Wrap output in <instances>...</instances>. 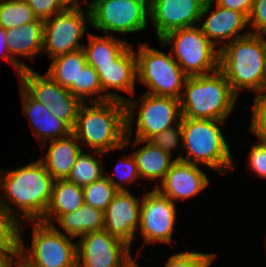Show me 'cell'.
<instances>
[{
    "instance_id": "cell-42",
    "label": "cell",
    "mask_w": 266,
    "mask_h": 267,
    "mask_svg": "<svg viewBox=\"0 0 266 267\" xmlns=\"http://www.w3.org/2000/svg\"><path fill=\"white\" fill-rule=\"evenodd\" d=\"M0 56L9 61L15 67L19 73V76L23 69L30 68L25 63L20 62L17 58L10 56L6 43V29L3 27H0Z\"/></svg>"
},
{
    "instance_id": "cell-25",
    "label": "cell",
    "mask_w": 266,
    "mask_h": 267,
    "mask_svg": "<svg viewBox=\"0 0 266 267\" xmlns=\"http://www.w3.org/2000/svg\"><path fill=\"white\" fill-rule=\"evenodd\" d=\"M89 45H83L87 64L95 70L99 65L115 64V61L132 45L112 35L96 36L89 33Z\"/></svg>"
},
{
    "instance_id": "cell-6",
    "label": "cell",
    "mask_w": 266,
    "mask_h": 267,
    "mask_svg": "<svg viewBox=\"0 0 266 267\" xmlns=\"http://www.w3.org/2000/svg\"><path fill=\"white\" fill-rule=\"evenodd\" d=\"M33 224L31 249L23 245L22 221L18 224L17 259L25 267H77L76 244L54 225Z\"/></svg>"
},
{
    "instance_id": "cell-26",
    "label": "cell",
    "mask_w": 266,
    "mask_h": 267,
    "mask_svg": "<svg viewBox=\"0 0 266 267\" xmlns=\"http://www.w3.org/2000/svg\"><path fill=\"white\" fill-rule=\"evenodd\" d=\"M57 222L70 238L104 229V212L84 203L75 211L62 215Z\"/></svg>"
},
{
    "instance_id": "cell-20",
    "label": "cell",
    "mask_w": 266,
    "mask_h": 267,
    "mask_svg": "<svg viewBox=\"0 0 266 267\" xmlns=\"http://www.w3.org/2000/svg\"><path fill=\"white\" fill-rule=\"evenodd\" d=\"M73 133L50 140L48 152L40 161L54 180L67 179L82 148Z\"/></svg>"
},
{
    "instance_id": "cell-48",
    "label": "cell",
    "mask_w": 266,
    "mask_h": 267,
    "mask_svg": "<svg viewBox=\"0 0 266 267\" xmlns=\"http://www.w3.org/2000/svg\"><path fill=\"white\" fill-rule=\"evenodd\" d=\"M259 143L266 149V141H260Z\"/></svg>"
},
{
    "instance_id": "cell-45",
    "label": "cell",
    "mask_w": 266,
    "mask_h": 267,
    "mask_svg": "<svg viewBox=\"0 0 266 267\" xmlns=\"http://www.w3.org/2000/svg\"><path fill=\"white\" fill-rule=\"evenodd\" d=\"M63 2L68 5V7H79L80 4L78 0H63Z\"/></svg>"
},
{
    "instance_id": "cell-16",
    "label": "cell",
    "mask_w": 266,
    "mask_h": 267,
    "mask_svg": "<svg viewBox=\"0 0 266 267\" xmlns=\"http://www.w3.org/2000/svg\"><path fill=\"white\" fill-rule=\"evenodd\" d=\"M207 174L199 165L175 159L161 181V186H154L161 194L174 203L197 195L209 185Z\"/></svg>"
},
{
    "instance_id": "cell-33",
    "label": "cell",
    "mask_w": 266,
    "mask_h": 267,
    "mask_svg": "<svg viewBox=\"0 0 266 267\" xmlns=\"http://www.w3.org/2000/svg\"><path fill=\"white\" fill-rule=\"evenodd\" d=\"M216 254L201 252H181L172 255L165 267H209Z\"/></svg>"
},
{
    "instance_id": "cell-30",
    "label": "cell",
    "mask_w": 266,
    "mask_h": 267,
    "mask_svg": "<svg viewBox=\"0 0 266 267\" xmlns=\"http://www.w3.org/2000/svg\"><path fill=\"white\" fill-rule=\"evenodd\" d=\"M34 11L25 0H4L0 2V27L10 29L37 21Z\"/></svg>"
},
{
    "instance_id": "cell-39",
    "label": "cell",
    "mask_w": 266,
    "mask_h": 267,
    "mask_svg": "<svg viewBox=\"0 0 266 267\" xmlns=\"http://www.w3.org/2000/svg\"><path fill=\"white\" fill-rule=\"evenodd\" d=\"M248 24L254 30V32L250 30V33L260 36H263V34L266 35V0L253 1V7L248 17Z\"/></svg>"
},
{
    "instance_id": "cell-37",
    "label": "cell",
    "mask_w": 266,
    "mask_h": 267,
    "mask_svg": "<svg viewBox=\"0 0 266 267\" xmlns=\"http://www.w3.org/2000/svg\"><path fill=\"white\" fill-rule=\"evenodd\" d=\"M149 141L172 156V151L183 142L181 123L156 134Z\"/></svg>"
},
{
    "instance_id": "cell-19",
    "label": "cell",
    "mask_w": 266,
    "mask_h": 267,
    "mask_svg": "<svg viewBox=\"0 0 266 267\" xmlns=\"http://www.w3.org/2000/svg\"><path fill=\"white\" fill-rule=\"evenodd\" d=\"M102 90H122L134 96L137 78L136 55L132 45L115 61V64L99 65L96 70Z\"/></svg>"
},
{
    "instance_id": "cell-34",
    "label": "cell",
    "mask_w": 266,
    "mask_h": 267,
    "mask_svg": "<svg viewBox=\"0 0 266 267\" xmlns=\"http://www.w3.org/2000/svg\"><path fill=\"white\" fill-rule=\"evenodd\" d=\"M0 249H18V223L0 205Z\"/></svg>"
},
{
    "instance_id": "cell-35",
    "label": "cell",
    "mask_w": 266,
    "mask_h": 267,
    "mask_svg": "<svg viewBox=\"0 0 266 267\" xmlns=\"http://www.w3.org/2000/svg\"><path fill=\"white\" fill-rule=\"evenodd\" d=\"M121 160L119 161V163H117L116 167H115V174L116 177H119V182H116V180L114 179V177L112 175H108L109 177H107V179L119 190H127L126 188L123 187V185L121 183H131L137 179H141L138 169H137V165L135 162L134 157L129 156L126 158V156H122L120 158Z\"/></svg>"
},
{
    "instance_id": "cell-11",
    "label": "cell",
    "mask_w": 266,
    "mask_h": 267,
    "mask_svg": "<svg viewBox=\"0 0 266 267\" xmlns=\"http://www.w3.org/2000/svg\"><path fill=\"white\" fill-rule=\"evenodd\" d=\"M81 9V6L67 7L44 21L42 50L48 52L50 59L83 48L84 44L79 40L84 38L86 24L90 25L91 21L89 8Z\"/></svg>"
},
{
    "instance_id": "cell-15",
    "label": "cell",
    "mask_w": 266,
    "mask_h": 267,
    "mask_svg": "<svg viewBox=\"0 0 266 267\" xmlns=\"http://www.w3.org/2000/svg\"><path fill=\"white\" fill-rule=\"evenodd\" d=\"M141 200L129 190L118 191L104 212V229L129 247L140 227Z\"/></svg>"
},
{
    "instance_id": "cell-47",
    "label": "cell",
    "mask_w": 266,
    "mask_h": 267,
    "mask_svg": "<svg viewBox=\"0 0 266 267\" xmlns=\"http://www.w3.org/2000/svg\"><path fill=\"white\" fill-rule=\"evenodd\" d=\"M14 264H16L17 267H25L20 261H19V263L17 261ZM11 267H13V266H11Z\"/></svg>"
},
{
    "instance_id": "cell-28",
    "label": "cell",
    "mask_w": 266,
    "mask_h": 267,
    "mask_svg": "<svg viewBox=\"0 0 266 267\" xmlns=\"http://www.w3.org/2000/svg\"><path fill=\"white\" fill-rule=\"evenodd\" d=\"M102 159H95L90 153L78 155L67 180L84 187L104 176Z\"/></svg>"
},
{
    "instance_id": "cell-27",
    "label": "cell",
    "mask_w": 266,
    "mask_h": 267,
    "mask_svg": "<svg viewBox=\"0 0 266 267\" xmlns=\"http://www.w3.org/2000/svg\"><path fill=\"white\" fill-rule=\"evenodd\" d=\"M20 86L37 102L51 108L56 100L57 83L47 74L43 76L31 68L23 69L19 76Z\"/></svg>"
},
{
    "instance_id": "cell-44",
    "label": "cell",
    "mask_w": 266,
    "mask_h": 267,
    "mask_svg": "<svg viewBox=\"0 0 266 267\" xmlns=\"http://www.w3.org/2000/svg\"><path fill=\"white\" fill-rule=\"evenodd\" d=\"M263 62H264V65H263L264 92L266 93V47H265Z\"/></svg>"
},
{
    "instance_id": "cell-43",
    "label": "cell",
    "mask_w": 266,
    "mask_h": 267,
    "mask_svg": "<svg viewBox=\"0 0 266 267\" xmlns=\"http://www.w3.org/2000/svg\"><path fill=\"white\" fill-rule=\"evenodd\" d=\"M18 249H0V267H11L14 261V257L17 259Z\"/></svg>"
},
{
    "instance_id": "cell-21",
    "label": "cell",
    "mask_w": 266,
    "mask_h": 267,
    "mask_svg": "<svg viewBox=\"0 0 266 267\" xmlns=\"http://www.w3.org/2000/svg\"><path fill=\"white\" fill-rule=\"evenodd\" d=\"M83 204L84 196L81 186L67 179L54 180L51 201L40 222L54 225L62 215L75 211Z\"/></svg>"
},
{
    "instance_id": "cell-8",
    "label": "cell",
    "mask_w": 266,
    "mask_h": 267,
    "mask_svg": "<svg viewBox=\"0 0 266 267\" xmlns=\"http://www.w3.org/2000/svg\"><path fill=\"white\" fill-rule=\"evenodd\" d=\"M135 55L137 79L151 89L146 93L180 100L188 76L172 54H165L147 44H139Z\"/></svg>"
},
{
    "instance_id": "cell-13",
    "label": "cell",
    "mask_w": 266,
    "mask_h": 267,
    "mask_svg": "<svg viewBox=\"0 0 266 267\" xmlns=\"http://www.w3.org/2000/svg\"><path fill=\"white\" fill-rule=\"evenodd\" d=\"M140 227L144 244L152 242L172 243L176 221L175 203L156 188L141 200Z\"/></svg>"
},
{
    "instance_id": "cell-9",
    "label": "cell",
    "mask_w": 266,
    "mask_h": 267,
    "mask_svg": "<svg viewBox=\"0 0 266 267\" xmlns=\"http://www.w3.org/2000/svg\"><path fill=\"white\" fill-rule=\"evenodd\" d=\"M128 99L125 102L127 115V136L131 135L135 112L137 118L136 139L149 140L156 134L179 124L182 118L180 100L173 97L156 96L145 93L140 102ZM139 103V104H138ZM129 135V136H128Z\"/></svg>"
},
{
    "instance_id": "cell-3",
    "label": "cell",
    "mask_w": 266,
    "mask_h": 267,
    "mask_svg": "<svg viewBox=\"0 0 266 267\" xmlns=\"http://www.w3.org/2000/svg\"><path fill=\"white\" fill-rule=\"evenodd\" d=\"M265 47L264 36L250 33L218 48L219 71L226 77L236 96L240 89H249L257 96L264 93Z\"/></svg>"
},
{
    "instance_id": "cell-5",
    "label": "cell",
    "mask_w": 266,
    "mask_h": 267,
    "mask_svg": "<svg viewBox=\"0 0 266 267\" xmlns=\"http://www.w3.org/2000/svg\"><path fill=\"white\" fill-rule=\"evenodd\" d=\"M180 98L182 118L225 121L234 108L237 96L219 71L190 76Z\"/></svg>"
},
{
    "instance_id": "cell-12",
    "label": "cell",
    "mask_w": 266,
    "mask_h": 267,
    "mask_svg": "<svg viewBox=\"0 0 266 267\" xmlns=\"http://www.w3.org/2000/svg\"><path fill=\"white\" fill-rule=\"evenodd\" d=\"M76 258L77 267H123L131 259L130 247L102 229L80 237Z\"/></svg>"
},
{
    "instance_id": "cell-18",
    "label": "cell",
    "mask_w": 266,
    "mask_h": 267,
    "mask_svg": "<svg viewBox=\"0 0 266 267\" xmlns=\"http://www.w3.org/2000/svg\"><path fill=\"white\" fill-rule=\"evenodd\" d=\"M20 92L24 114L43 147L48 140L63 138L72 133V128L65 121L55 117L49 108L34 100L21 86Z\"/></svg>"
},
{
    "instance_id": "cell-4",
    "label": "cell",
    "mask_w": 266,
    "mask_h": 267,
    "mask_svg": "<svg viewBox=\"0 0 266 267\" xmlns=\"http://www.w3.org/2000/svg\"><path fill=\"white\" fill-rule=\"evenodd\" d=\"M180 123L183 140L181 148L186 150V156L179 155L175 159L206 165L222 174L235 168L229 145L219 127L225 121L181 118Z\"/></svg>"
},
{
    "instance_id": "cell-17",
    "label": "cell",
    "mask_w": 266,
    "mask_h": 267,
    "mask_svg": "<svg viewBox=\"0 0 266 267\" xmlns=\"http://www.w3.org/2000/svg\"><path fill=\"white\" fill-rule=\"evenodd\" d=\"M212 0H206L201 13V19L203 16L206 18L205 22L200 25L203 34L217 46L219 42L226 41L225 45L231 41L250 34V31L246 34L240 35L239 32L243 31L248 24V17L235 10L227 9L216 5V10L210 13ZM220 41H219V40ZM218 40V41H217Z\"/></svg>"
},
{
    "instance_id": "cell-2",
    "label": "cell",
    "mask_w": 266,
    "mask_h": 267,
    "mask_svg": "<svg viewBox=\"0 0 266 267\" xmlns=\"http://www.w3.org/2000/svg\"><path fill=\"white\" fill-rule=\"evenodd\" d=\"M87 105L81 104L72 129L80 144L90 146V152L94 150L93 154L99 155L130 145L124 102L109 99Z\"/></svg>"
},
{
    "instance_id": "cell-1",
    "label": "cell",
    "mask_w": 266,
    "mask_h": 267,
    "mask_svg": "<svg viewBox=\"0 0 266 267\" xmlns=\"http://www.w3.org/2000/svg\"><path fill=\"white\" fill-rule=\"evenodd\" d=\"M2 172L0 186L4 195L0 194V205L18 224L21 216L28 222L40 221L51 201L54 183L44 164L39 160L16 170ZM8 199L10 203L18 206L16 210L20 208V211H23L21 216L18 210L7 204Z\"/></svg>"
},
{
    "instance_id": "cell-14",
    "label": "cell",
    "mask_w": 266,
    "mask_h": 267,
    "mask_svg": "<svg viewBox=\"0 0 266 267\" xmlns=\"http://www.w3.org/2000/svg\"><path fill=\"white\" fill-rule=\"evenodd\" d=\"M206 0H149V20L158 40L168 32L192 27L201 20Z\"/></svg>"
},
{
    "instance_id": "cell-31",
    "label": "cell",
    "mask_w": 266,
    "mask_h": 267,
    "mask_svg": "<svg viewBox=\"0 0 266 267\" xmlns=\"http://www.w3.org/2000/svg\"><path fill=\"white\" fill-rule=\"evenodd\" d=\"M82 189L84 203L103 212H105L107 206L119 191L105 175L82 187Z\"/></svg>"
},
{
    "instance_id": "cell-7",
    "label": "cell",
    "mask_w": 266,
    "mask_h": 267,
    "mask_svg": "<svg viewBox=\"0 0 266 267\" xmlns=\"http://www.w3.org/2000/svg\"><path fill=\"white\" fill-rule=\"evenodd\" d=\"M159 42L162 47L173 42L170 54L188 77L219 70V50H215L216 46L203 34L201 27L170 31Z\"/></svg>"
},
{
    "instance_id": "cell-29",
    "label": "cell",
    "mask_w": 266,
    "mask_h": 267,
    "mask_svg": "<svg viewBox=\"0 0 266 267\" xmlns=\"http://www.w3.org/2000/svg\"><path fill=\"white\" fill-rule=\"evenodd\" d=\"M102 92L103 90L98 73L91 65L87 64L80 72L79 76V99L82 102H86L87 95L91 102H102L111 99L125 103L129 99L113 92L106 94ZM97 94H100V96L98 95V97L96 96L95 98H90Z\"/></svg>"
},
{
    "instance_id": "cell-38",
    "label": "cell",
    "mask_w": 266,
    "mask_h": 267,
    "mask_svg": "<svg viewBox=\"0 0 266 267\" xmlns=\"http://www.w3.org/2000/svg\"><path fill=\"white\" fill-rule=\"evenodd\" d=\"M39 20L45 21L68 6L63 0H25Z\"/></svg>"
},
{
    "instance_id": "cell-10",
    "label": "cell",
    "mask_w": 266,
    "mask_h": 267,
    "mask_svg": "<svg viewBox=\"0 0 266 267\" xmlns=\"http://www.w3.org/2000/svg\"><path fill=\"white\" fill-rule=\"evenodd\" d=\"M90 10V26L108 32L135 33L148 27L149 0H93L86 5Z\"/></svg>"
},
{
    "instance_id": "cell-22",
    "label": "cell",
    "mask_w": 266,
    "mask_h": 267,
    "mask_svg": "<svg viewBox=\"0 0 266 267\" xmlns=\"http://www.w3.org/2000/svg\"><path fill=\"white\" fill-rule=\"evenodd\" d=\"M44 21L23 24L20 27L6 29V43L9 54L12 57L26 56L28 59H34L35 55L42 51Z\"/></svg>"
},
{
    "instance_id": "cell-46",
    "label": "cell",
    "mask_w": 266,
    "mask_h": 267,
    "mask_svg": "<svg viewBox=\"0 0 266 267\" xmlns=\"http://www.w3.org/2000/svg\"><path fill=\"white\" fill-rule=\"evenodd\" d=\"M123 267H139L136 263H135V260L132 259H129V261L123 266Z\"/></svg>"
},
{
    "instance_id": "cell-40",
    "label": "cell",
    "mask_w": 266,
    "mask_h": 267,
    "mask_svg": "<svg viewBox=\"0 0 266 267\" xmlns=\"http://www.w3.org/2000/svg\"><path fill=\"white\" fill-rule=\"evenodd\" d=\"M248 157L250 170L266 178V149L260 143L253 144Z\"/></svg>"
},
{
    "instance_id": "cell-24",
    "label": "cell",
    "mask_w": 266,
    "mask_h": 267,
    "mask_svg": "<svg viewBox=\"0 0 266 267\" xmlns=\"http://www.w3.org/2000/svg\"><path fill=\"white\" fill-rule=\"evenodd\" d=\"M87 65L83 49L52 58L46 74L79 98V76Z\"/></svg>"
},
{
    "instance_id": "cell-23",
    "label": "cell",
    "mask_w": 266,
    "mask_h": 267,
    "mask_svg": "<svg viewBox=\"0 0 266 267\" xmlns=\"http://www.w3.org/2000/svg\"><path fill=\"white\" fill-rule=\"evenodd\" d=\"M141 142H146V144L140 149L134 151L132 154L135 159L140 178H145L147 180L156 179V182H159L156 186H160V182L166 176L167 171L170 169V166L175 159L171 160V155L169 153L155 146L149 140L136 139L134 144L136 146Z\"/></svg>"
},
{
    "instance_id": "cell-36",
    "label": "cell",
    "mask_w": 266,
    "mask_h": 267,
    "mask_svg": "<svg viewBox=\"0 0 266 267\" xmlns=\"http://www.w3.org/2000/svg\"><path fill=\"white\" fill-rule=\"evenodd\" d=\"M253 118L250 131L254 133L259 141H266V93L254 98Z\"/></svg>"
},
{
    "instance_id": "cell-32",
    "label": "cell",
    "mask_w": 266,
    "mask_h": 267,
    "mask_svg": "<svg viewBox=\"0 0 266 267\" xmlns=\"http://www.w3.org/2000/svg\"><path fill=\"white\" fill-rule=\"evenodd\" d=\"M82 103L83 102L68 89L57 83L56 100L53 102L50 112L55 117L65 121L73 129Z\"/></svg>"
},
{
    "instance_id": "cell-41",
    "label": "cell",
    "mask_w": 266,
    "mask_h": 267,
    "mask_svg": "<svg viewBox=\"0 0 266 267\" xmlns=\"http://www.w3.org/2000/svg\"><path fill=\"white\" fill-rule=\"evenodd\" d=\"M216 5L239 11L249 17L254 0H212Z\"/></svg>"
}]
</instances>
